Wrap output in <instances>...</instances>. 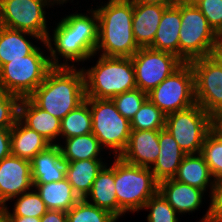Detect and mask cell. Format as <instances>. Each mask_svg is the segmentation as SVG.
<instances>
[{
  "label": "cell",
  "instance_id": "obj_1",
  "mask_svg": "<svg viewBox=\"0 0 222 222\" xmlns=\"http://www.w3.org/2000/svg\"><path fill=\"white\" fill-rule=\"evenodd\" d=\"M87 12L91 15L76 13L62 18L53 30V37L49 34L42 42L48 49L53 67H74L75 62H84L95 56L99 18L95 8ZM59 55L65 59L63 63H59ZM67 61L74 63L70 65Z\"/></svg>",
  "mask_w": 222,
  "mask_h": 222
},
{
  "label": "cell",
  "instance_id": "obj_2",
  "mask_svg": "<svg viewBox=\"0 0 222 222\" xmlns=\"http://www.w3.org/2000/svg\"><path fill=\"white\" fill-rule=\"evenodd\" d=\"M29 98L42 110L62 120L85 101L82 68L53 67Z\"/></svg>",
  "mask_w": 222,
  "mask_h": 222
},
{
  "label": "cell",
  "instance_id": "obj_3",
  "mask_svg": "<svg viewBox=\"0 0 222 222\" xmlns=\"http://www.w3.org/2000/svg\"><path fill=\"white\" fill-rule=\"evenodd\" d=\"M99 18L98 43L95 54L131 58L140 48L132 30L133 2L131 0H108L96 6Z\"/></svg>",
  "mask_w": 222,
  "mask_h": 222
},
{
  "label": "cell",
  "instance_id": "obj_4",
  "mask_svg": "<svg viewBox=\"0 0 222 222\" xmlns=\"http://www.w3.org/2000/svg\"><path fill=\"white\" fill-rule=\"evenodd\" d=\"M96 62L87 70L82 67L86 98L112 99L137 88L131 58L100 55Z\"/></svg>",
  "mask_w": 222,
  "mask_h": 222
},
{
  "label": "cell",
  "instance_id": "obj_5",
  "mask_svg": "<svg viewBox=\"0 0 222 222\" xmlns=\"http://www.w3.org/2000/svg\"><path fill=\"white\" fill-rule=\"evenodd\" d=\"M180 11L179 58L184 63H189L217 54L221 37L197 6L188 0H180Z\"/></svg>",
  "mask_w": 222,
  "mask_h": 222
},
{
  "label": "cell",
  "instance_id": "obj_6",
  "mask_svg": "<svg viewBox=\"0 0 222 222\" xmlns=\"http://www.w3.org/2000/svg\"><path fill=\"white\" fill-rule=\"evenodd\" d=\"M115 158V191L118 219L126 212L142 210L146 202L158 192L159 182L148 167L132 165Z\"/></svg>",
  "mask_w": 222,
  "mask_h": 222
},
{
  "label": "cell",
  "instance_id": "obj_7",
  "mask_svg": "<svg viewBox=\"0 0 222 222\" xmlns=\"http://www.w3.org/2000/svg\"><path fill=\"white\" fill-rule=\"evenodd\" d=\"M52 68L49 56L37 47L23 59L11 60L0 68V87L20 98L29 97Z\"/></svg>",
  "mask_w": 222,
  "mask_h": 222
},
{
  "label": "cell",
  "instance_id": "obj_8",
  "mask_svg": "<svg viewBox=\"0 0 222 222\" xmlns=\"http://www.w3.org/2000/svg\"><path fill=\"white\" fill-rule=\"evenodd\" d=\"M85 100L89 103L92 115V133L104 149L110 148L114 157H119L131 134L130 120L121 115L112 99Z\"/></svg>",
  "mask_w": 222,
  "mask_h": 222
},
{
  "label": "cell",
  "instance_id": "obj_9",
  "mask_svg": "<svg viewBox=\"0 0 222 222\" xmlns=\"http://www.w3.org/2000/svg\"><path fill=\"white\" fill-rule=\"evenodd\" d=\"M165 129L186 154H199L210 130V114L197 103L168 114Z\"/></svg>",
  "mask_w": 222,
  "mask_h": 222
},
{
  "label": "cell",
  "instance_id": "obj_10",
  "mask_svg": "<svg viewBox=\"0 0 222 222\" xmlns=\"http://www.w3.org/2000/svg\"><path fill=\"white\" fill-rule=\"evenodd\" d=\"M147 98L166 116L196 104L194 72L190 63H184L147 93Z\"/></svg>",
  "mask_w": 222,
  "mask_h": 222
},
{
  "label": "cell",
  "instance_id": "obj_11",
  "mask_svg": "<svg viewBox=\"0 0 222 222\" xmlns=\"http://www.w3.org/2000/svg\"><path fill=\"white\" fill-rule=\"evenodd\" d=\"M2 20L6 28L29 32L46 41L49 35L45 7L57 0H1Z\"/></svg>",
  "mask_w": 222,
  "mask_h": 222
},
{
  "label": "cell",
  "instance_id": "obj_12",
  "mask_svg": "<svg viewBox=\"0 0 222 222\" xmlns=\"http://www.w3.org/2000/svg\"><path fill=\"white\" fill-rule=\"evenodd\" d=\"M137 88L149 93L184 62L175 54L140 48L132 57Z\"/></svg>",
  "mask_w": 222,
  "mask_h": 222
},
{
  "label": "cell",
  "instance_id": "obj_13",
  "mask_svg": "<svg viewBox=\"0 0 222 222\" xmlns=\"http://www.w3.org/2000/svg\"><path fill=\"white\" fill-rule=\"evenodd\" d=\"M189 63L194 72L196 103L210 115L222 109V58L214 54Z\"/></svg>",
  "mask_w": 222,
  "mask_h": 222
},
{
  "label": "cell",
  "instance_id": "obj_14",
  "mask_svg": "<svg viewBox=\"0 0 222 222\" xmlns=\"http://www.w3.org/2000/svg\"><path fill=\"white\" fill-rule=\"evenodd\" d=\"M32 188L31 161L14 155L0 161V208Z\"/></svg>",
  "mask_w": 222,
  "mask_h": 222
},
{
  "label": "cell",
  "instance_id": "obj_15",
  "mask_svg": "<svg viewBox=\"0 0 222 222\" xmlns=\"http://www.w3.org/2000/svg\"><path fill=\"white\" fill-rule=\"evenodd\" d=\"M159 150V130H131L127 146L119 157L129 164L150 168Z\"/></svg>",
  "mask_w": 222,
  "mask_h": 222
},
{
  "label": "cell",
  "instance_id": "obj_16",
  "mask_svg": "<svg viewBox=\"0 0 222 222\" xmlns=\"http://www.w3.org/2000/svg\"><path fill=\"white\" fill-rule=\"evenodd\" d=\"M167 6L133 3L132 30L139 48L152 45L156 31Z\"/></svg>",
  "mask_w": 222,
  "mask_h": 222
},
{
  "label": "cell",
  "instance_id": "obj_17",
  "mask_svg": "<svg viewBox=\"0 0 222 222\" xmlns=\"http://www.w3.org/2000/svg\"><path fill=\"white\" fill-rule=\"evenodd\" d=\"M18 118L51 145L57 144L54 141L60 136L61 120L39 108L29 97L21 98Z\"/></svg>",
  "mask_w": 222,
  "mask_h": 222
},
{
  "label": "cell",
  "instance_id": "obj_18",
  "mask_svg": "<svg viewBox=\"0 0 222 222\" xmlns=\"http://www.w3.org/2000/svg\"><path fill=\"white\" fill-rule=\"evenodd\" d=\"M66 161L62 158L58 144L50 145L31 160L33 184L62 181L65 178Z\"/></svg>",
  "mask_w": 222,
  "mask_h": 222
},
{
  "label": "cell",
  "instance_id": "obj_19",
  "mask_svg": "<svg viewBox=\"0 0 222 222\" xmlns=\"http://www.w3.org/2000/svg\"><path fill=\"white\" fill-rule=\"evenodd\" d=\"M158 191L178 214L192 213L199 209L205 191L181 183L173 178L159 182Z\"/></svg>",
  "mask_w": 222,
  "mask_h": 222
},
{
  "label": "cell",
  "instance_id": "obj_20",
  "mask_svg": "<svg viewBox=\"0 0 222 222\" xmlns=\"http://www.w3.org/2000/svg\"><path fill=\"white\" fill-rule=\"evenodd\" d=\"M159 149L158 157L150 167L158 182L174 178L180 163L186 155L165 128L159 130Z\"/></svg>",
  "mask_w": 222,
  "mask_h": 222
},
{
  "label": "cell",
  "instance_id": "obj_21",
  "mask_svg": "<svg viewBox=\"0 0 222 222\" xmlns=\"http://www.w3.org/2000/svg\"><path fill=\"white\" fill-rule=\"evenodd\" d=\"M181 27L180 1L167 6L159 22L154 41L149 47L157 51H165L179 57V33Z\"/></svg>",
  "mask_w": 222,
  "mask_h": 222
},
{
  "label": "cell",
  "instance_id": "obj_22",
  "mask_svg": "<svg viewBox=\"0 0 222 222\" xmlns=\"http://www.w3.org/2000/svg\"><path fill=\"white\" fill-rule=\"evenodd\" d=\"M107 166L108 165L105 164L99 171L90 192L84 199L87 202L90 201V204L108 211L118 219V201L114 183L115 160L109 168Z\"/></svg>",
  "mask_w": 222,
  "mask_h": 222
},
{
  "label": "cell",
  "instance_id": "obj_23",
  "mask_svg": "<svg viewBox=\"0 0 222 222\" xmlns=\"http://www.w3.org/2000/svg\"><path fill=\"white\" fill-rule=\"evenodd\" d=\"M51 144L19 118L11 128V155L31 161Z\"/></svg>",
  "mask_w": 222,
  "mask_h": 222
},
{
  "label": "cell",
  "instance_id": "obj_24",
  "mask_svg": "<svg viewBox=\"0 0 222 222\" xmlns=\"http://www.w3.org/2000/svg\"><path fill=\"white\" fill-rule=\"evenodd\" d=\"M27 36L43 42L40 37L29 32L6 27L0 30V68L11 60L23 59L37 48L30 40L26 39Z\"/></svg>",
  "mask_w": 222,
  "mask_h": 222
},
{
  "label": "cell",
  "instance_id": "obj_25",
  "mask_svg": "<svg viewBox=\"0 0 222 222\" xmlns=\"http://www.w3.org/2000/svg\"><path fill=\"white\" fill-rule=\"evenodd\" d=\"M105 164L102 159L66 161L65 178L80 199H84L90 192L97 174Z\"/></svg>",
  "mask_w": 222,
  "mask_h": 222
},
{
  "label": "cell",
  "instance_id": "obj_26",
  "mask_svg": "<svg viewBox=\"0 0 222 222\" xmlns=\"http://www.w3.org/2000/svg\"><path fill=\"white\" fill-rule=\"evenodd\" d=\"M212 178L204 157L199 153L186 154L173 179L203 191L210 187V191H212L215 182Z\"/></svg>",
  "mask_w": 222,
  "mask_h": 222
},
{
  "label": "cell",
  "instance_id": "obj_27",
  "mask_svg": "<svg viewBox=\"0 0 222 222\" xmlns=\"http://www.w3.org/2000/svg\"><path fill=\"white\" fill-rule=\"evenodd\" d=\"M33 187L40 194L48 210L67 212L80 200L66 178L62 181L33 184Z\"/></svg>",
  "mask_w": 222,
  "mask_h": 222
},
{
  "label": "cell",
  "instance_id": "obj_28",
  "mask_svg": "<svg viewBox=\"0 0 222 222\" xmlns=\"http://www.w3.org/2000/svg\"><path fill=\"white\" fill-rule=\"evenodd\" d=\"M58 146L65 161L102 159L100 154L103 147L93 133L65 139V145L60 143Z\"/></svg>",
  "mask_w": 222,
  "mask_h": 222
},
{
  "label": "cell",
  "instance_id": "obj_29",
  "mask_svg": "<svg viewBox=\"0 0 222 222\" xmlns=\"http://www.w3.org/2000/svg\"><path fill=\"white\" fill-rule=\"evenodd\" d=\"M92 133V115L89 103L85 100L61 120L60 136L68 139Z\"/></svg>",
  "mask_w": 222,
  "mask_h": 222
},
{
  "label": "cell",
  "instance_id": "obj_30",
  "mask_svg": "<svg viewBox=\"0 0 222 222\" xmlns=\"http://www.w3.org/2000/svg\"><path fill=\"white\" fill-rule=\"evenodd\" d=\"M166 115L148 98L130 120L131 130H162Z\"/></svg>",
  "mask_w": 222,
  "mask_h": 222
},
{
  "label": "cell",
  "instance_id": "obj_31",
  "mask_svg": "<svg viewBox=\"0 0 222 222\" xmlns=\"http://www.w3.org/2000/svg\"><path fill=\"white\" fill-rule=\"evenodd\" d=\"M33 189L12 198L13 200L17 198L14 203L13 213L8 210L7 204L2 207L6 211L7 216H33L41 218L47 212L48 209L40 194Z\"/></svg>",
  "mask_w": 222,
  "mask_h": 222
},
{
  "label": "cell",
  "instance_id": "obj_32",
  "mask_svg": "<svg viewBox=\"0 0 222 222\" xmlns=\"http://www.w3.org/2000/svg\"><path fill=\"white\" fill-rule=\"evenodd\" d=\"M67 213L68 222H116L118 219L106 210L80 199Z\"/></svg>",
  "mask_w": 222,
  "mask_h": 222
},
{
  "label": "cell",
  "instance_id": "obj_33",
  "mask_svg": "<svg viewBox=\"0 0 222 222\" xmlns=\"http://www.w3.org/2000/svg\"><path fill=\"white\" fill-rule=\"evenodd\" d=\"M200 154L204 157L213 179L222 178V139L211 131L206 135Z\"/></svg>",
  "mask_w": 222,
  "mask_h": 222
},
{
  "label": "cell",
  "instance_id": "obj_34",
  "mask_svg": "<svg viewBox=\"0 0 222 222\" xmlns=\"http://www.w3.org/2000/svg\"><path fill=\"white\" fill-rule=\"evenodd\" d=\"M149 209L148 222H178L177 212L158 191L143 206L142 210Z\"/></svg>",
  "mask_w": 222,
  "mask_h": 222
},
{
  "label": "cell",
  "instance_id": "obj_35",
  "mask_svg": "<svg viewBox=\"0 0 222 222\" xmlns=\"http://www.w3.org/2000/svg\"><path fill=\"white\" fill-rule=\"evenodd\" d=\"M146 99L147 93L136 88L114 96L112 101L121 115L131 120Z\"/></svg>",
  "mask_w": 222,
  "mask_h": 222
},
{
  "label": "cell",
  "instance_id": "obj_36",
  "mask_svg": "<svg viewBox=\"0 0 222 222\" xmlns=\"http://www.w3.org/2000/svg\"><path fill=\"white\" fill-rule=\"evenodd\" d=\"M21 98L0 87V128H12L19 117Z\"/></svg>",
  "mask_w": 222,
  "mask_h": 222
},
{
  "label": "cell",
  "instance_id": "obj_37",
  "mask_svg": "<svg viewBox=\"0 0 222 222\" xmlns=\"http://www.w3.org/2000/svg\"><path fill=\"white\" fill-rule=\"evenodd\" d=\"M209 25L222 38V0H194Z\"/></svg>",
  "mask_w": 222,
  "mask_h": 222
},
{
  "label": "cell",
  "instance_id": "obj_38",
  "mask_svg": "<svg viewBox=\"0 0 222 222\" xmlns=\"http://www.w3.org/2000/svg\"><path fill=\"white\" fill-rule=\"evenodd\" d=\"M210 193V206L199 222L222 221V178L214 182Z\"/></svg>",
  "mask_w": 222,
  "mask_h": 222
},
{
  "label": "cell",
  "instance_id": "obj_39",
  "mask_svg": "<svg viewBox=\"0 0 222 222\" xmlns=\"http://www.w3.org/2000/svg\"><path fill=\"white\" fill-rule=\"evenodd\" d=\"M11 155V128H0V161Z\"/></svg>",
  "mask_w": 222,
  "mask_h": 222
},
{
  "label": "cell",
  "instance_id": "obj_40",
  "mask_svg": "<svg viewBox=\"0 0 222 222\" xmlns=\"http://www.w3.org/2000/svg\"><path fill=\"white\" fill-rule=\"evenodd\" d=\"M210 130L218 138L222 139V109H219L210 115Z\"/></svg>",
  "mask_w": 222,
  "mask_h": 222
},
{
  "label": "cell",
  "instance_id": "obj_41",
  "mask_svg": "<svg viewBox=\"0 0 222 222\" xmlns=\"http://www.w3.org/2000/svg\"><path fill=\"white\" fill-rule=\"evenodd\" d=\"M41 222H68L67 213L62 210H47L41 217Z\"/></svg>",
  "mask_w": 222,
  "mask_h": 222
},
{
  "label": "cell",
  "instance_id": "obj_42",
  "mask_svg": "<svg viewBox=\"0 0 222 222\" xmlns=\"http://www.w3.org/2000/svg\"><path fill=\"white\" fill-rule=\"evenodd\" d=\"M133 3L141 4H158L164 6H171L176 4L180 0H131Z\"/></svg>",
  "mask_w": 222,
  "mask_h": 222
},
{
  "label": "cell",
  "instance_id": "obj_43",
  "mask_svg": "<svg viewBox=\"0 0 222 222\" xmlns=\"http://www.w3.org/2000/svg\"><path fill=\"white\" fill-rule=\"evenodd\" d=\"M9 222H41V218L33 216H7Z\"/></svg>",
  "mask_w": 222,
  "mask_h": 222
},
{
  "label": "cell",
  "instance_id": "obj_44",
  "mask_svg": "<svg viewBox=\"0 0 222 222\" xmlns=\"http://www.w3.org/2000/svg\"><path fill=\"white\" fill-rule=\"evenodd\" d=\"M0 222H9L6 211L0 208Z\"/></svg>",
  "mask_w": 222,
  "mask_h": 222
},
{
  "label": "cell",
  "instance_id": "obj_45",
  "mask_svg": "<svg viewBox=\"0 0 222 222\" xmlns=\"http://www.w3.org/2000/svg\"><path fill=\"white\" fill-rule=\"evenodd\" d=\"M4 27L2 20V1L0 0V30Z\"/></svg>",
  "mask_w": 222,
  "mask_h": 222
},
{
  "label": "cell",
  "instance_id": "obj_46",
  "mask_svg": "<svg viewBox=\"0 0 222 222\" xmlns=\"http://www.w3.org/2000/svg\"><path fill=\"white\" fill-rule=\"evenodd\" d=\"M217 54L222 58V38H221V41H220V45L218 47Z\"/></svg>",
  "mask_w": 222,
  "mask_h": 222
},
{
  "label": "cell",
  "instance_id": "obj_47",
  "mask_svg": "<svg viewBox=\"0 0 222 222\" xmlns=\"http://www.w3.org/2000/svg\"><path fill=\"white\" fill-rule=\"evenodd\" d=\"M67 1L69 2V0H57V5L59 4L61 6V4L63 5L64 3H67Z\"/></svg>",
  "mask_w": 222,
  "mask_h": 222
}]
</instances>
